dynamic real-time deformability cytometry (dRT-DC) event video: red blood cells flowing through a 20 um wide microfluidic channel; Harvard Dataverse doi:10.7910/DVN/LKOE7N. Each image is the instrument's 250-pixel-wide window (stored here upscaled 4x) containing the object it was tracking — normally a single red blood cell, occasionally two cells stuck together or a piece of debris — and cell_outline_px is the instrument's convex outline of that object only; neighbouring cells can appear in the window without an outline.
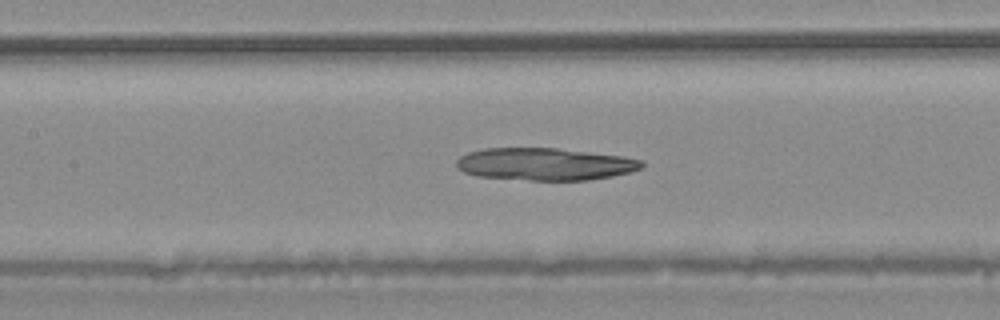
{"species": "common noctule bat (a hibernating species)", "species_latin": "Nyctalus noctula", "temperature_condition": "warm", "stored_images_in_passage": 35, "camera_frame_rate_fps": 3000, "um_per_image_px": 0.085, "animal": {"sex": "male", "body_mass_g": 20.4}, "frame": {"image": 1, "passage_image": 9, "time_ms": 2.667, "image_size_px": [1000, 320], "cell_outline_px": [[644, 168], [632, 172], [612, 176], [588, 180], [528, 180], [476, 176], [464, 172], [456, 168], [456, 160], [460, 156], [468, 152], [484, 148], [556, 148], [624, 156], [644, 160]], "centroid_in_image_um": [46.34, 13.95], "position_along_channel_um": 161.1, "area_um2": 35.26}}
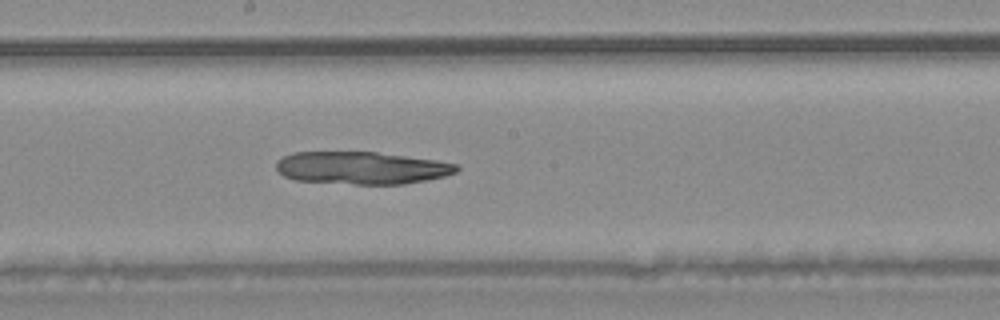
{"frame": {"image": 2, "passage_image": 13, "time_ms": 4.0, "image_size_px": [1000, 320], "cell_outline_px": [[460, 168], [456, 172], [444, 176], [428, 180], [404, 184], [352, 184], [296, 180], [284, 176], [276, 168], [276, 160], [292, 152], [376, 152], [436, 160], [456, 164]], "centroid_in_image_um": [30.73, 14.27], "position_along_channel_um": 217.5, "area_um2": 34.16}}